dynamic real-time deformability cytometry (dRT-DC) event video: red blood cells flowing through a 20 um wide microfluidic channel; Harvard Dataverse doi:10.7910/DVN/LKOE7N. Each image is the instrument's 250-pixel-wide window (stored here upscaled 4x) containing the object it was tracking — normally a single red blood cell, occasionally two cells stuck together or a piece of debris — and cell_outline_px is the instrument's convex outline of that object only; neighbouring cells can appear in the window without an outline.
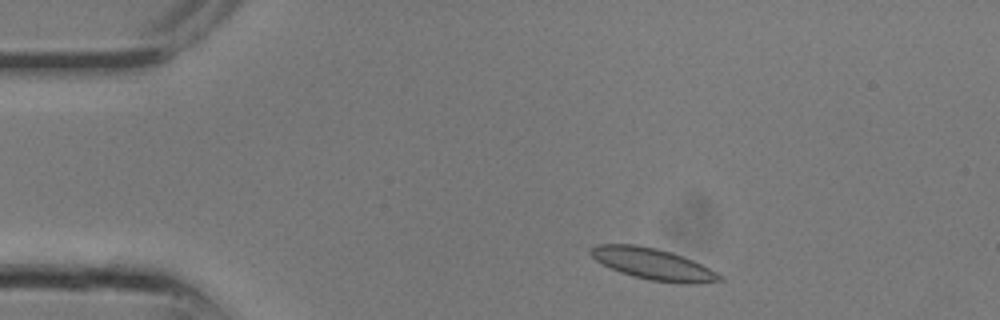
{"species": "common noctule bat (a hibernating species)", "species_latin": "Nyctalus noctula", "temperature_condition": "room temperature", "stored_images_in_passage": 6, "camera_frame_rate_fps": 3000, "um_per_image_px": 0.085, "animal": {"sex": "male", "body_mass_g": 13.3}, "frame": {"image": 1, "passage_image": 1, "time_ms": 0.0, "image_size_px": [1000, 320], "cell_outline_px": [[724, 280], [688, 284], [680, 284], [648, 280], [632, 276], [620, 272], [596, 260], [588, 252], [596, 244], [636, 244], [656, 248], [672, 252], [684, 256], [724, 276]], "centroid_in_image_um": [55.52, 22.44], "position_along_channel_um": 29.5, "area_um2": 23.58}}
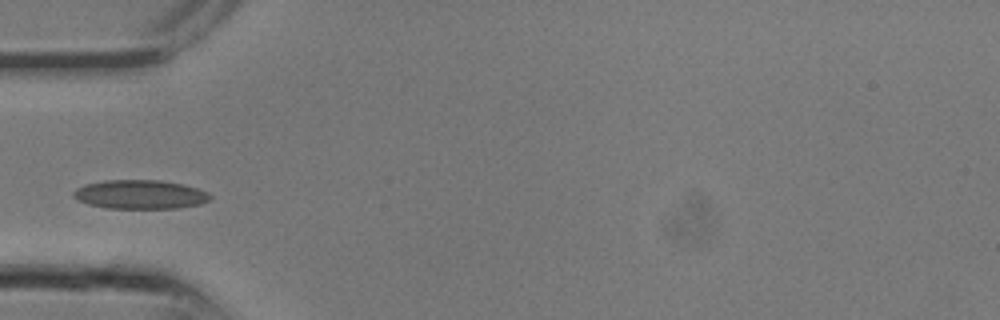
{"frame": {"image": 2, "passage_image": 5, "time_ms": 1.333, "image_size_px": [1000, 320], "cell_outline_px": [[212, 196], [208, 200], [200, 204], [180, 208], [108, 208], [88, 204], [76, 200], [72, 196], [72, 192], [76, 188], [84, 184], [104, 180], [160, 180], [184, 184], [208, 192]], "centroid_in_image_um": [11.88, 16.52], "position_along_channel_um": 73.1, "area_um2": 23.24}}